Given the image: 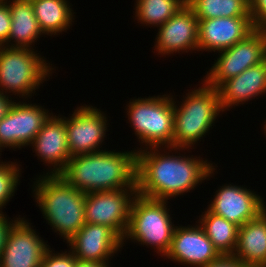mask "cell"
Returning <instances> with one entry per match:
<instances>
[{
    "instance_id": "obj_1",
    "label": "cell",
    "mask_w": 266,
    "mask_h": 267,
    "mask_svg": "<svg viewBox=\"0 0 266 267\" xmlns=\"http://www.w3.org/2000/svg\"><path fill=\"white\" fill-rule=\"evenodd\" d=\"M158 149L162 147L137 150V194L143 197L169 200L194 190L214 175L216 169L207 159L180 156V153L169 155L167 150H163L164 154Z\"/></svg>"
},
{
    "instance_id": "obj_2",
    "label": "cell",
    "mask_w": 266,
    "mask_h": 267,
    "mask_svg": "<svg viewBox=\"0 0 266 267\" xmlns=\"http://www.w3.org/2000/svg\"><path fill=\"white\" fill-rule=\"evenodd\" d=\"M137 150L99 151L72 156L59 174L84 193L137 188Z\"/></svg>"
},
{
    "instance_id": "obj_3",
    "label": "cell",
    "mask_w": 266,
    "mask_h": 267,
    "mask_svg": "<svg viewBox=\"0 0 266 267\" xmlns=\"http://www.w3.org/2000/svg\"><path fill=\"white\" fill-rule=\"evenodd\" d=\"M33 185L36 202L52 229L67 242L85 224L86 193L59 174H43Z\"/></svg>"
},
{
    "instance_id": "obj_4",
    "label": "cell",
    "mask_w": 266,
    "mask_h": 267,
    "mask_svg": "<svg viewBox=\"0 0 266 267\" xmlns=\"http://www.w3.org/2000/svg\"><path fill=\"white\" fill-rule=\"evenodd\" d=\"M203 83L198 89L186 93L187 97H183L179 107L174 101V134L172 148L167 147L169 152L192 149L223 112L218 90Z\"/></svg>"
},
{
    "instance_id": "obj_5",
    "label": "cell",
    "mask_w": 266,
    "mask_h": 267,
    "mask_svg": "<svg viewBox=\"0 0 266 267\" xmlns=\"http://www.w3.org/2000/svg\"><path fill=\"white\" fill-rule=\"evenodd\" d=\"M167 200H157L137 194L131 204L129 224L124 240L150 246L165 256L170 248L176 226L172 223ZM168 208V209H167ZM133 239V240H132Z\"/></svg>"
},
{
    "instance_id": "obj_6",
    "label": "cell",
    "mask_w": 266,
    "mask_h": 267,
    "mask_svg": "<svg viewBox=\"0 0 266 267\" xmlns=\"http://www.w3.org/2000/svg\"><path fill=\"white\" fill-rule=\"evenodd\" d=\"M126 109L128 120L140 144H145V148H172L174 99L170 94L130 100Z\"/></svg>"
},
{
    "instance_id": "obj_7",
    "label": "cell",
    "mask_w": 266,
    "mask_h": 267,
    "mask_svg": "<svg viewBox=\"0 0 266 267\" xmlns=\"http://www.w3.org/2000/svg\"><path fill=\"white\" fill-rule=\"evenodd\" d=\"M52 70L34 49L0 46V93L6 96L7 92L25 99L32 96Z\"/></svg>"
},
{
    "instance_id": "obj_8",
    "label": "cell",
    "mask_w": 266,
    "mask_h": 267,
    "mask_svg": "<svg viewBox=\"0 0 266 267\" xmlns=\"http://www.w3.org/2000/svg\"><path fill=\"white\" fill-rule=\"evenodd\" d=\"M219 53L215 64L202 80L216 89L227 79L266 60V31L255 29L246 38Z\"/></svg>"
},
{
    "instance_id": "obj_9",
    "label": "cell",
    "mask_w": 266,
    "mask_h": 267,
    "mask_svg": "<svg viewBox=\"0 0 266 267\" xmlns=\"http://www.w3.org/2000/svg\"><path fill=\"white\" fill-rule=\"evenodd\" d=\"M137 188H124L86 193L85 223L105 225L122 239L126 234L130 208Z\"/></svg>"
},
{
    "instance_id": "obj_10",
    "label": "cell",
    "mask_w": 266,
    "mask_h": 267,
    "mask_svg": "<svg viewBox=\"0 0 266 267\" xmlns=\"http://www.w3.org/2000/svg\"><path fill=\"white\" fill-rule=\"evenodd\" d=\"M49 110L27 102H12L0 120V152L5 148L21 149L30 145L49 119ZM2 148V149H1Z\"/></svg>"
},
{
    "instance_id": "obj_11",
    "label": "cell",
    "mask_w": 266,
    "mask_h": 267,
    "mask_svg": "<svg viewBox=\"0 0 266 267\" xmlns=\"http://www.w3.org/2000/svg\"><path fill=\"white\" fill-rule=\"evenodd\" d=\"M65 119L67 144L70 155L95 153L100 150L107 131V117L93 106H80L70 118Z\"/></svg>"
},
{
    "instance_id": "obj_12",
    "label": "cell",
    "mask_w": 266,
    "mask_h": 267,
    "mask_svg": "<svg viewBox=\"0 0 266 267\" xmlns=\"http://www.w3.org/2000/svg\"><path fill=\"white\" fill-rule=\"evenodd\" d=\"M48 248L33 226L24 218L17 217L7 232L0 267H40Z\"/></svg>"
},
{
    "instance_id": "obj_13",
    "label": "cell",
    "mask_w": 266,
    "mask_h": 267,
    "mask_svg": "<svg viewBox=\"0 0 266 267\" xmlns=\"http://www.w3.org/2000/svg\"><path fill=\"white\" fill-rule=\"evenodd\" d=\"M197 224L176 226L170 248L164 257L190 267H203L217 259L221 254Z\"/></svg>"
},
{
    "instance_id": "obj_14",
    "label": "cell",
    "mask_w": 266,
    "mask_h": 267,
    "mask_svg": "<svg viewBox=\"0 0 266 267\" xmlns=\"http://www.w3.org/2000/svg\"><path fill=\"white\" fill-rule=\"evenodd\" d=\"M208 209L226 220L242 226L266 209L261 196L237 185H223L216 191Z\"/></svg>"
},
{
    "instance_id": "obj_15",
    "label": "cell",
    "mask_w": 266,
    "mask_h": 267,
    "mask_svg": "<svg viewBox=\"0 0 266 267\" xmlns=\"http://www.w3.org/2000/svg\"><path fill=\"white\" fill-rule=\"evenodd\" d=\"M66 243L76 259L99 263H108L124 246L123 239L113 229L93 223H85Z\"/></svg>"
},
{
    "instance_id": "obj_16",
    "label": "cell",
    "mask_w": 266,
    "mask_h": 267,
    "mask_svg": "<svg viewBox=\"0 0 266 267\" xmlns=\"http://www.w3.org/2000/svg\"><path fill=\"white\" fill-rule=\"evenodd\" d=\"M199 19L186 4L158 28L155 49L158 55L198 51Z\"/></svg>"
},
{
    "instance_id": "obj_17",
    "label": "cell",
    "mask_w": 266,
    "mask_h": 267,
    "mask_svg": "<svg viewBox=\"0 0 266 267\" xmlns=\"http://www.w3.org/2000/svg\"><path fill=\"white\" fill-rule=\"evenodd\" d=\"M255 30L251 17H217L199 20L198 51L219 52Z\"/></svg>"
},
{
    "instance_id": "obj_18",
    "label": "cell",
    "mask_w": 266,
    "mask_h": 267,
    "mask_svg": "<svg viewBox=\"0 0 266 267\" xmlns=\"http://www.w3.org/2000/svg\"><path fill=\"white\" fill-rule=\"evenodd\" d=\"M59 117L52 114L30 144L41 161L54 167L46 174H60L71 159L65 119Z\"/></svg>"
},
{
    "instance_id": "obj_19",
    "label": "cell",
    "mask_w": 266,
    "mask_h": 267,
    "mask_svg": "<svg viewBox=\"0 0 266 267\" xmlns=\"http://www.w3.org/2000/svg\"><path fill=\"white\" fill-rule=\"evenodd\" d=\"M223 111L266 93V60L224 81L218 88ZM240 103V104H239Z\"/></svg>"
},
{
    "instance_id": "obj_20",
    "label": "cell",
    "mask_w": 266,
    "mask_h": 267,
    "mask_svg": "<svg viewBox=\"0 0 266 267\" xmlns=\"http://www.w3.org/2000/svg\"><path fill=\"white\" fill-rule=\"evenodd\" d=\"M233 255L249 267H261L266 262V209L239 227Z\"/></svg>"
},
{
    "instance_id": "obj_21",
    "label": "cell",
    "mask_w": 266,
    "mask_h": 267,
    "mask_svg": "<svg viewBox=\"0 0 266 267\" xmlns=\"http://www.w3.org/2000/svg\"><path fill=\"white\" fill-rule=\"evenodd\" d=\"M6 2L11 13L8 47L33 49L31 45L43 35V32L34 15L32 4L22 0H6Z\"/></svg>"
},
{
    "instance_id": "obj_22",
    "label": "cell",
    "mask_w": 266,
    "mask_h": 267,
    "mask_svg": "<svg viewBox=\"0 0 266 267\" xmlns=\"http://www.w3.org/2000/svg\"><path fill=\"white\" fill-rule=\"evenodd\" d=\"M31 4L43 34L52 37L72 26L74 13L67 0H36Z\"/></svg>"
},
{
    "instance_id": "obj_23",
    "label": "cell",
    "mask_w": 266,
    "mask_h": 267,
    "mask_svg": "<svg viewBox=\"0 0 266 267\" xmlns=\"http://www.w3.org/2000/svg\"><path fill=\"white\" fill-rule=\"evenodd\" d=\"M201 217L198 219V223L218 252L222 255L233 254L237 244L239 226L212 213L209 209L204 211Z\"/></svg>"
},
{
    "instance_id": "obj_24",
    "label": "cell",
    "mask_w": 266,
    "mask_h": 267,
    "mask_svg": "<svg viewBox=\"0 0 266 267\" xmlns=\"http://www.w3.org/2000/svg\"><path fill=\"white\" fill-rule=\"evenodd\" d=\"M186 4L199 20L217 17H251L249 0H186Z\"/></svg>"
},
{
    "instance_id": "obj_25",
    "label": "cell",
    "mask_w": 266,
    "mask_h": 267,
    "mask_svg": "<svg viewBox=\"0 0 266 267\" xmlns=\"http://www.w3.org/2000/svg\"><path fill=\"white\" fill-rule=\"evenodd\" d=\"M185 5L186 0H136L135 17L141 24L160 27Z\"/></svg>"
},
{
    "instance_id": "obj_26",
    "label": "cell",
    "mask_w": 266,
    "mask_h": 267,
    "mask_svg": "<svg viewBox=\"0 0 266 267\" xmlns=\"http://www.w3.org/2000/svg\"><path fill=\"white\" fill-rule=\"evenodd\" d=\"M19 166L16 162H0V214H3L2 208L17 190L21 175Z\"/></svg>"
},
{
    "instance_id": "obj_27",
    "label": "cell",
    "mask_w": 266,
    "mask_h": 267,
    "mask_svg": "<svg viewBox=\"0 0 266 267\" xmlns=\"http://www.w3.org/2000/svg\"><path fill=\"white\" fill-rule=\"evenodd\" d=\"M50 249L44 252L40 267H75L76 257L70 251L53 253Z\"/></svg>"
},
{
    "instance_id": "obj_28",
    "label": "cell",
    "mask_w": 266,
    "mask_h": 267,
    "mask_svg": "<svg viewBox=\"0 0 266 267\" xmlns=\"http://www.w3.org/2000/svg\"><path fill=\"white\" fill-rule=\"evenodd\" d=\"M249 12L255 29L266 31V0H249Z\"/></svg>"
},
{
    "instance_id": "obj_29",
    "label": "cell",
    "mask_w": 266,
    "mask_h": 267,
    "mask_svg": "<svg viewBox=\"0 0 266 267\" xmlns=\"http://www.w3.org/2000/svg\"><path fill=\"white\" fill-rule=\"evenodd\" d=\"M11 13L6 1H0V46L8 47L10 34Z\"/></svg>"
},
{
    "instance_id": "obj_30",
    "label": "cell",
    "mask_w": 266,
    "mask_h": 267,
    "mask_svg": "<svg viewBox=\"0 0 266 267\" xmlns=\"http://www.w3.org/2000/svg\"><path fill=\"white\" fill-rule=\"evenodd\" d=\"M203 267H249L244 265L233 254H221L217 259Z\"/></svg>"
},
{
    "instance_id": "obj_31",
    "label": "cell",
    "mask_w": 266,
    "mask_h": 267,
    "mask_svg": "<svg viewBox=\"0 0 266 267\" xmlns=\"http://www.w3.org/2000/svg\"><path fill=\"white\" fill-rule=\"evenodd\" d=\"M7 219V216H5V214H0V256L5 244V239H6V235L7 232L11 226V224L15 221V220H9Z\"/></svg>"
},
{
    "instance_id": "obj_32",
    "label": "cell",
    "mask_w": 266,
    "mask_h": 267,
    "mask_svg": "<svg viewBox=\"0 0 266 267\" xmlns=\"http://www.w3.org/2000/svg\"><path fill=\"white\" fill-rule=\"evenodd\" d=\"M12 102L13 101L11 96L9 97L0 93V120L5 116Z\"/></svg>"
},
{
    "instance_id": "obj_33",
    "label": "cell",
    "mask_w": 266,
    "mask_h": 267,
    "mask_svg": "<svg viewBox=\"0 0 266 267\" xmlns=\"http://www.w3.org/2000/svg\"><path fill=\"white\" fill-rule=\"evenodd\" d=\"M75 267H110L108 263H99L94 261H82L76 259Z\"/></svg>"
},
{
    "instance_id": "obj_34",
    "label": "cell",
    "mask_w": 266,
    "mask_h": 267,
    "mask_svg": "<svg viewBox=\"0 0 266 267\" xmlns=\"http://www.w3.org/2000/svg\"><path fill=\"white\" fill-rule=\"evenodd\" d=\"M22 1L31 3V2L36 1V0H22Z\"/></svg>"
},
{
    "instance_id": "obj_35",
    "label": "cell",
    "mask_w": 266,
    "mask_h": 267,
    "mask_svg": "<svg viewBox=\"0 0 266 267\" xmlns=\"http://www.w3.org/2000/svg\"><path fill=\"white\" fill-rule=\"evenodd\" d=\"M264 123H266V121ZM263 129H264V133H266V124L264 125Z\"/></svg>"
}]
</instances>
